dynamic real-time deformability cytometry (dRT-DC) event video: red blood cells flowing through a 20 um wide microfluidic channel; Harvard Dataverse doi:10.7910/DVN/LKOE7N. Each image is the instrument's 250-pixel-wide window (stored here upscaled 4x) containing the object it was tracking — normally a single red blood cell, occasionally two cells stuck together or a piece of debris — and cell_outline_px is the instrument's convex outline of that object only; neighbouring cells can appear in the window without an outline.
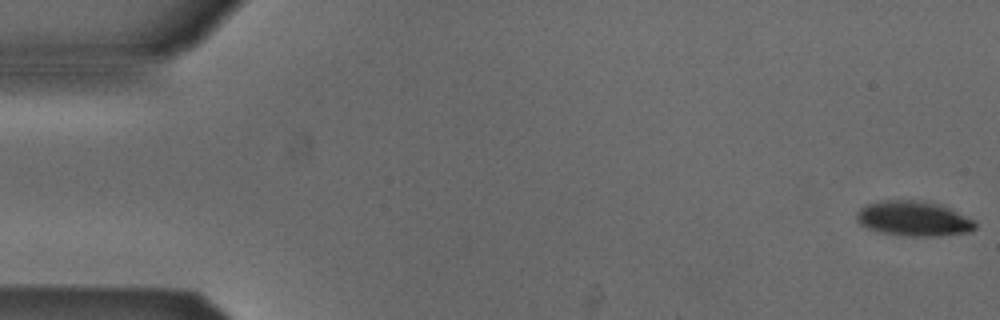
{"species": "Egyptian fruit bat (a non-hibernating species)", "species_latin": "Rousettus aegyptiacus", "temperature_condition": "cold", "stored_images_in_passage": 41, "camera_frame_rate_fps": 3000, "um_per_image_px": 0.085, "animal": {"sex": "male"}, "frame": {"image": 1, "passage_image": 1, "time_ms": 0.0, "image_size_px": [1000, 320], "cell_outline_px": [[976, 228], [968, 232], [936, 236], [908, 236], [880, 232], [868, 228], [860, 224], [856, 220], [856, 212], [860, 208], [868, 204], [880, 200], [920, 200], [940, 204], [976, 220]], "centroid_in_image_um": [77.66, 18.57], "position_along_channel_um": 7.3, "area_um2": 24.28}}
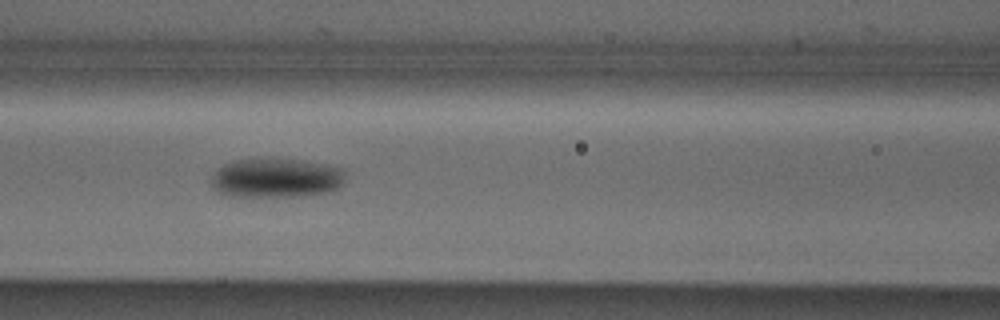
{"frame": {"image": 2, "passage_image": 23, "time_ms": 7.333, "image_size_px": [1000, 320], "cell_outline_px": [[344, 184], [332, 192], [304, 196], [232, 196], [220, 192], [212, 188], [212, 172], [216, 168], [232, 160], [256, 156], [304, 160], [344, 168]], "centroid_in_image_um": [23.47, 15.09], "position_along_channel_um": 143.1, "area_um2": 31.85}}
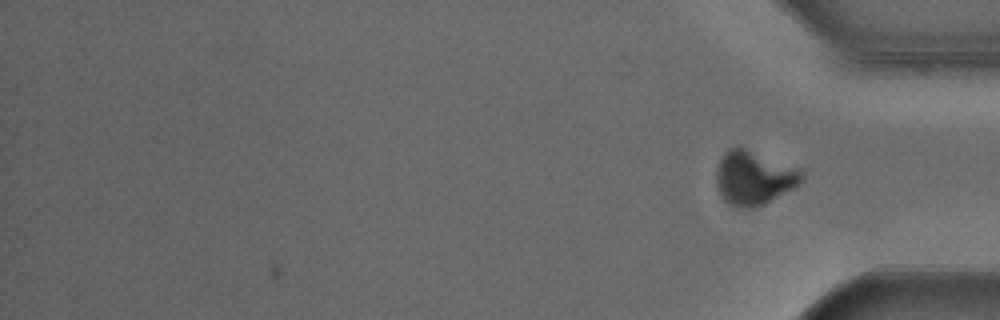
{"frame": {"image": 3, "passage_image": 41, "time_ms": 13.333, "image_size_px": [1000, 320], "cell_outline_px": [[804, 180], [800, 184], [764, 204], [756, 208], [732, 208], [724, 200], [716, 184], [716, 168], [724, 152], [728, 148], [736, 144], [804, 168]], "centroid_in_image_um": [64.11, 15.08], "position_along_channel_um": 371.1, "area_um2": 27.92}, "authors_computed_cell_mechanics": {"area_um2": 28.7844, "velocity_mm_per_s": 3.8443, "shape_relaxation_time_tau1_ms": 3.3707, "shape_relaxation_time_tau2_ms": null, "deformation_change_tau1": 0.1062, "deformation_change_tau2": null}}